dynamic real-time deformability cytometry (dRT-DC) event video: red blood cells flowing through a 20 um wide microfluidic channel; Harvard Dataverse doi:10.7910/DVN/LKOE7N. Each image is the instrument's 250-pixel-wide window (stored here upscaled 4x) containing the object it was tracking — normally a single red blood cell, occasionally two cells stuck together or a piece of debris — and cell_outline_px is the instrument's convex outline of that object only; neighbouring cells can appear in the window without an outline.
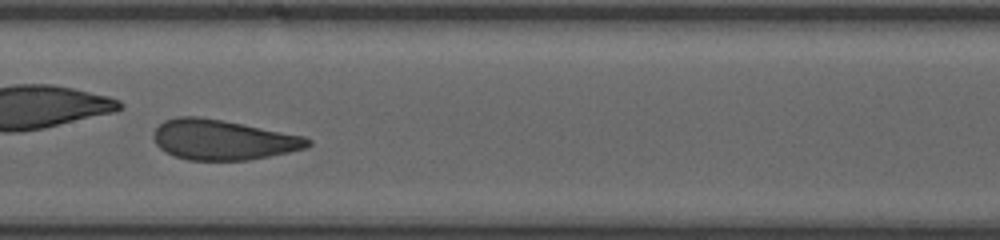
{"species": "human", "species_latin": "Homo sapiens", "temperature_condition": "room temperature", "stored_images_in_passage": 30, "camera_frame_rate_fps": 3000, "um_per_image_px": 0.085, "donor": {"sex": "female"}, "frame": {"image": 1, "passage_image": 13, "time_ms": 4.0, "image_size_px": [1000, 240], "cell_outline_px": [[312, 144], [304, 148], [288, 152], [248, 160], [188, 160], [176, 156], [160, 148], [156, 144], [152, 136], [156, 128], [164, 120], [176, 116], [200, 116], [304, 136], [312, 140]], "centroid_in_image_um": [18.92, 11.87], "position_along_channel_um": 188.5, "area_um2": 35.78}}
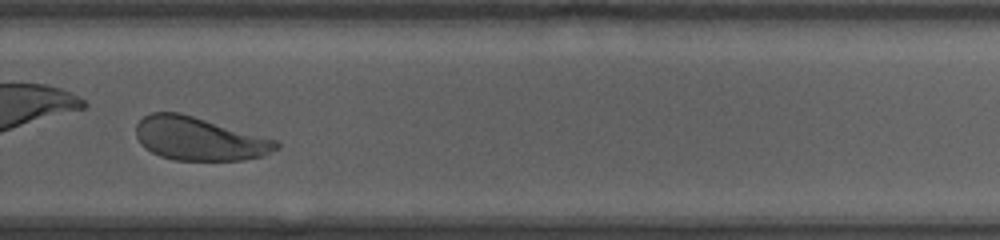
{"frame": {"image": 2, "passage_image": 22, "time_ms": 7.0, "image_size_px": [1000, 240], "cell_outline_px": [[280, 148], [260, 156], [240, 160], [172, 160], [160, 156], [144, 148], [140, 144], [136, 136], [136, 124], [144, 116], [152, 112], [180, 112], [276, 140], [280, 144]], "centroid_in_image_um": [16.88, 11.79], "position_along_channel_um": 312.9, "area_um2": 35.26}, "authors_computed_cell_mechanics": {"area_um2": 35.9805, "velocity_mm_per_s": 4.1716, "shape_relaxation_time_tau1_ms": 3.3641, "shape_relaxation_time_tau2_ms": null, "deformation_change_tau1": 0.128, "deformation_change_tau2": null}}